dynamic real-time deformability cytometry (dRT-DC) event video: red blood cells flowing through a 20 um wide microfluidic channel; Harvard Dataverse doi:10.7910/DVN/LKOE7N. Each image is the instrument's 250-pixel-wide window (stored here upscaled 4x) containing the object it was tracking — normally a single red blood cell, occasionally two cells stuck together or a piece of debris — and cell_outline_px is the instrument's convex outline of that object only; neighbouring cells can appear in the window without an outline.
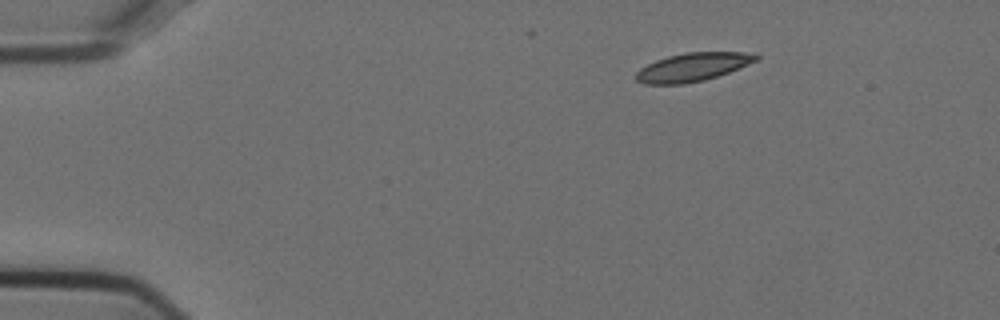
{"species": "Egyptian fruit bat (a non-hibernating species)", "species_latin": "Rousettus aegyptiacus", "temperature_condition": "cold", "stored_images_in_passage": 9, "camera_frame_rate_fps": 3000, "um_per_image_px": 0.085, "animal": {"sex": "female"}, "frame": {"image": 1, "passage_image": 1, "time_ms": 0.0, "image_size_px": [1000, 320], "cell_outline_px": [[760, 56], [756, 60], [728, 72], [704, 80], [684, 84], [644, 84], [636, 80], [636, 72], [640, 68], [656, 60], [668, 56], [688, 52], [756, 52]], "centroid_in_image_um": [58.87, 5.7], "position_along_channel_um": 26.1, "area_um2": 19.71}}